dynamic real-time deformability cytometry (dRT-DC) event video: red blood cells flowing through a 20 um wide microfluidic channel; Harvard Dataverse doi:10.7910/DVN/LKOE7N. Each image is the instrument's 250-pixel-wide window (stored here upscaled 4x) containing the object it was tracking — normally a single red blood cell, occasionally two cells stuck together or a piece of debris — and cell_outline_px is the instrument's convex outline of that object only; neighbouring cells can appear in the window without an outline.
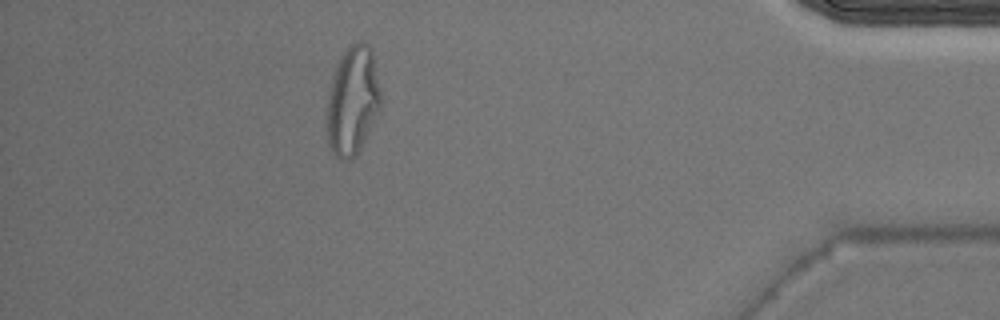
{"species": "Egyptian fruit bat (a non-hibernating species)", "species_latin": "Rousettus aegyptiacus", "temperature_condition": "warm", "stored_images_in_passage": 39, "camera_frame_rate_fps": 3000, "um_per_image_px": 0.085, "animal": {"sex": "male"}, "frame": {"image": 1, "passage_image": 34, "time_ms": 11.0, "image_size_px": [1000, 320], "cell_outline_px": [[384, 100], [356, 156], [352, 160], [340, 160], [332, 152], [328, 140], [328, 96], [336, 68], [344, 52], [352, 44], [360, 40], [364, 40], [372, 48]], "centroid_in_image_um": [30.03, 8.54], "position_along_channel_um": 405.2, "area_um2": 34.04}}